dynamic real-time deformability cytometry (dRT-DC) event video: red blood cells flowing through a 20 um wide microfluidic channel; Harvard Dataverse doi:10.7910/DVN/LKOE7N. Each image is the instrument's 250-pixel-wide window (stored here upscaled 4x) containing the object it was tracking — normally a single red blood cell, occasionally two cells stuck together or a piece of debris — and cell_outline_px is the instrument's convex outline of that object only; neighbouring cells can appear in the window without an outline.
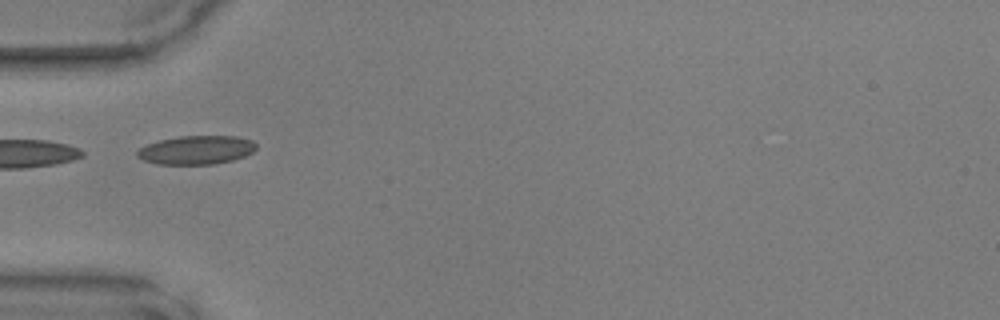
{"species": "common noctule bat (a hibernating species)", "species_latin": "Nyctalus noctula", "temperature_condition": "warm", "stored_images_in_passage": 27, "camera_frame_rate_fps": 3000, "um_per_image_px": 0.085, "animal": {"sex": "male", "body_mass_g": 17.9, "forearm_length_mm": 54.2}, "frame": {"image": 1, "passage_image": 1, "time_ms": 0.0, "image_size_px": [1000, 320], "cell_outline_px": [[256, 148], [252, 152], [244, 156], [232, 160], [216, 164], [156, 164], [144, 160], [136, 156], [136, 152], [140, 148], [148, 144], [160, 140], [180, 136], [236, 136], [252, 140], [256, 144]], "centroid_in_image_um": [16.69, 12.75], "position_along_channel_um": 68.3, "area_um2": 19.83}}